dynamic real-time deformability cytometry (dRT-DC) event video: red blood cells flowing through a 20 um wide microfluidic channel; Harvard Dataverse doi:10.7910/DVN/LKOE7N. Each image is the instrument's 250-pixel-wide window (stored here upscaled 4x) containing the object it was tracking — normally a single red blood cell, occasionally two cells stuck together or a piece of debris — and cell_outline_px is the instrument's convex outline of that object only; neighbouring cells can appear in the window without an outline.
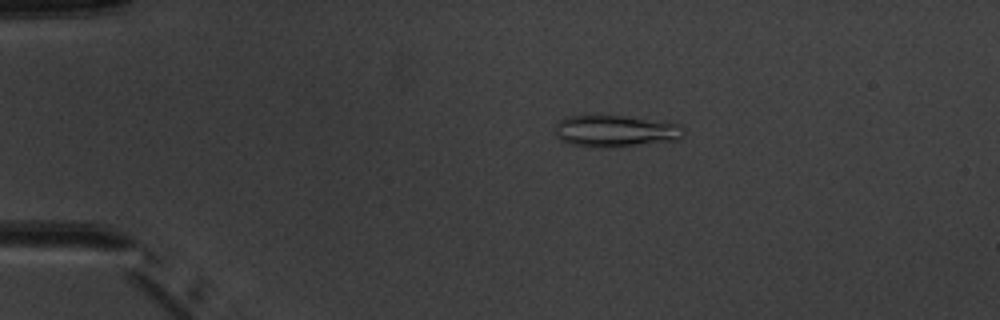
{"species": "common noctule bat (a hibernating species)", "species_latin": "Nyctalus noctula", "temperature_condition": "warm", "stored_images_in_passage": 4, "camera_frame_rate_fps": 3000, "um_per_image_px": 0.085, "animal": {"sex": "male", "body_mass_g": 20.1, "forearm_length_mm": 53.5}, "frame": {"image": 1, "passage_image": 2, "time_ms": 1.333, "image_size_px": [1000, 320], "cell_outline_px": [[684, 136], [676, 140], [608, 148], [600, 148], [568, 144], [560, 140], [556, 136], [552, 128], [560, 120], [568, 116], [596, 112], [680, 124], [684, 128]], "centroid_in_image_um": [52.21, 11.11], "position_along_channel_um": 32.8, "area_um2": 24.74}}
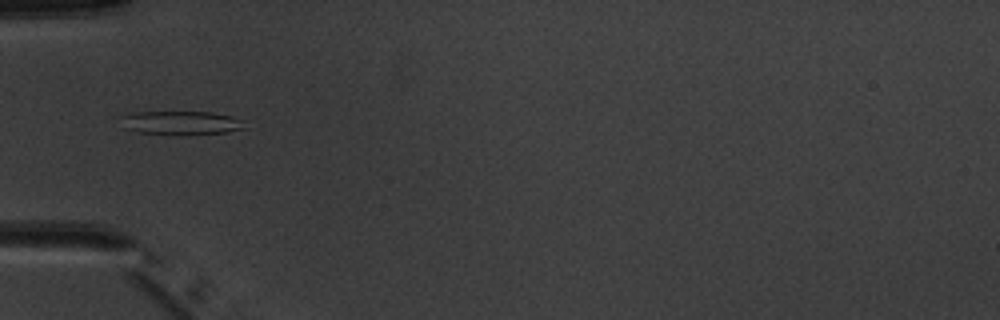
{"frame": {"image": 2, "passage_image": 4, "time_ms": 3.667, "image_size_px": [1000, 320], "cell_outline_px": [[244, 128], [224, 132], [188, 136], [176, 136], [136, 132], [124, 128], [120, 116], [136, 112], [212, 112], [232, 116], [244, 120]], "centroid_in_image_um": [15.37, 10.46], "position_along_channel_um": 69.6, "area_um2": 17.57}}